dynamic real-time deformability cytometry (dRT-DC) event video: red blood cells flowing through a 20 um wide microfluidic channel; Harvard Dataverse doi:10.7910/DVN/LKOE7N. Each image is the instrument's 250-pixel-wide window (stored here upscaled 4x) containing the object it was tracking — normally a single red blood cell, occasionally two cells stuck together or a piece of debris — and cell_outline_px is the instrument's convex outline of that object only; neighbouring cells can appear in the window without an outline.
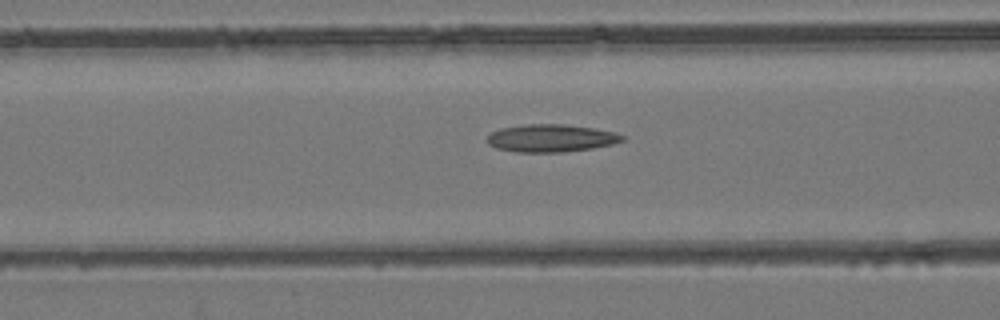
{"species": "common noctule bat (a hibernating species)", "species_latin": "Nyctalus noctula", "temperature_condition": "room temperature", "stored_images_in_passage": 54, "camera_frame_rate_fps": 3000, "um_per_image_px": 0.085, "animal": {"sex": "female", "body_mass_g": 24.6, "forearm_length_mm": 56.2}, "frame": {"image": 1, "passage_image": 22, "time_ms": 7.0, "image_size_px": [1000, 320], "cell_outline_px": [[624, 140], [612, 144], [592, 148], [564, 152], [516, 152], [496, 148], [488, 144], [488, 136], [492, 132], [500, 128], [524, 124], [564, 124], [596, 128], [616, 132], [624, 136]], "centroid_in_image_um": [46.85, 11.74], "position_along_channel_um": 119.8, "area_um2": 21.85}}
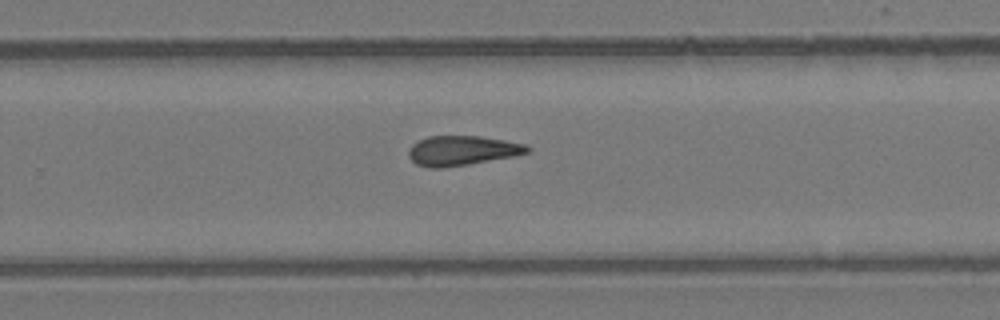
{"frame": {"image": 2, "passage_image": 35, "time_ms": 11.333, "image_size_px": [1000, 320], "cell_outline_px": [[532, 148], [528, 152], [512, 156], [468, 164], [444, 168], [428, 168], [416, 164], [408, 156], [408, 148], [412, 144], [428, 136], [480, 136], [504, 140], [524, 144]], "centroid_in_image_um": [39.23, 12.8], "position_along_channel_um": 290.6, "area_um2": 20.46}}
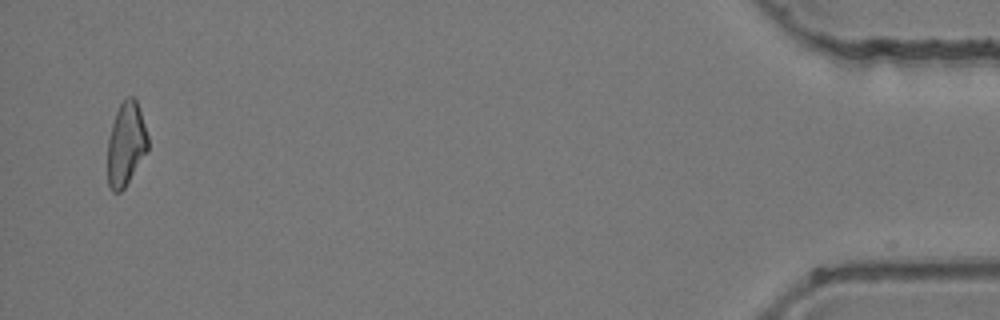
{"frame": {"image": 3, "passage_image": 52, "time_ms": 17.0, "image_size_px": [1000, 320], "cell_outline_px": [[148, 148], [124, 188], [120, 192], [112, 192], [108, 184], [108, 140], [112, 124], [116, 112], [120, 104], [128, 96], [132, 96], [136, 100], [140, 108], [148, 136]], "centroid_in_image_um": [10.7, 12.22], "position_along_channel_um": 424.5, "area_um2": 19.36}, "authors_computed_cell_mechanics": {"area_um2": 20.8947, "velocity_mm_per_s": 3.9532, "shape_relaxation_time_tau1_ms": null, "shape_relaxation_time_tau2_ms": 5.5599, "deformation_change_tau1": null, "deformation_change_tau2": 0.1661}}